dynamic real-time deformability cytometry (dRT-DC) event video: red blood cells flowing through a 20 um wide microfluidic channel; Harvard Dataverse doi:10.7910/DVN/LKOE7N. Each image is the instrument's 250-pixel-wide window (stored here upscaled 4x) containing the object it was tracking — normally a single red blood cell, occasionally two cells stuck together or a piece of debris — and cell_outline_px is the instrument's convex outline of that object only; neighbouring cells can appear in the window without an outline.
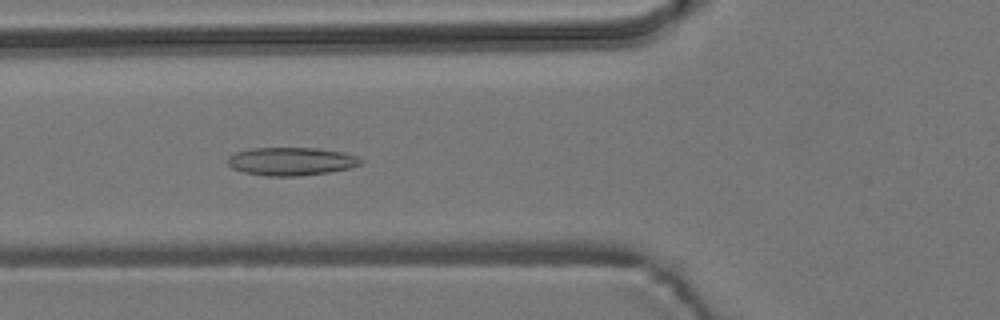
{"species": "common noctule bat (a hibernating species)", "species_latin": "Nyctalus noctula", "temperature_condition": "room temperature", "stored_images_in_passage": 42, "camera_frame_rate_fps": 3000, "um_per_image_px": 0.085, "animal": {"sex": "male", "body_mass_g": 19.2, "forearm_length_mm": 51.8}, "frame": {"image": 1, "passage_image": 7, "time_ms": 2.0, "image_size_px": [1000, 320], "cell_outline_px": [[364, 160], [360, 164], [348, 168], [328, 172], [300, 176], [264, 176], [244, 172], [232, 168], [228, 164], [228, 156], [236, 152], [252, 148], [316, 148], [344, 152], [356, 156]], "centroid_in_image_um": [24.74, 13.71], "position_along_channel_um": 101.1, "area_um2": 21.79}}
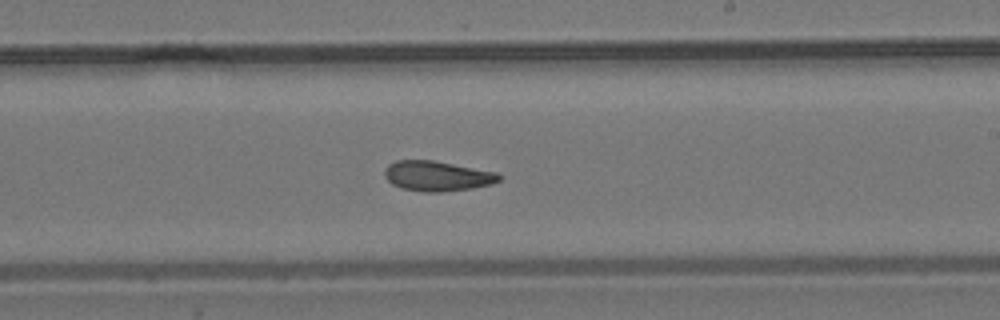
{"frame": {"image": 2, "passage_image": 19, "time_ms": 6.0, "image_size_px": [1000, 320], "cell_outline_px": [[504, 176], [500, 180], [492, 184], [472, 188], [440, 192], [420, 192], [400, 188], [392, 184], [384, 176], [384, 168], [388, 164], [396, 160], [432, 160], [496, 172]], "centroid_in_image_um": [37.14, 14.96], "position_along_channel_um": 251.9, "area_um2": 20.23}}
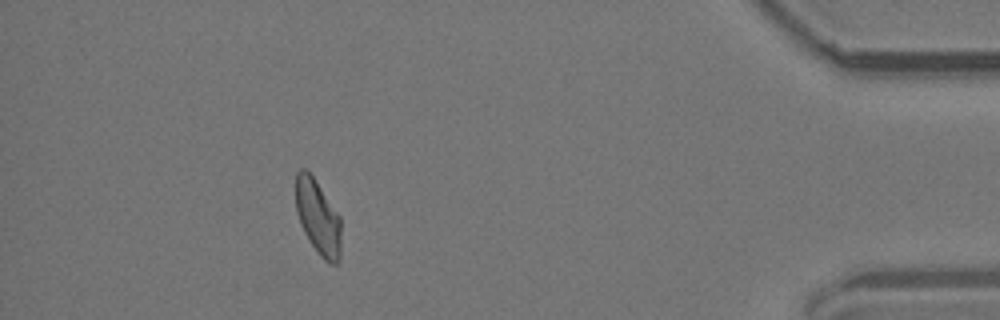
{"frame": {"image": 3, "passage_image": 36, "time_ms": 11.667, "image_size_px": [1000, 320], "cell_outline_px": [[340, 260], [336, 264], [328, 264], [320, 256], [304, 232], [300, 224], [296, 212], [296, 172], [300, 168], [304, 168], [312, 176], [340, 216]], "centroid_in_image_um": [27.02, 18.49], "position_along_channel_um": 408.2, "area_um2": 19.59}, "authors_computed_cell_mechanics": {"area_um2": 20.1722, "velocity_mm_per_s": 3.7644, "shape_relaxation_time_tau1_ms": null, "shape_relaxation_time_tau2_ms": 3.9806, "deformation_change_tau1": null, "deformation_change_tau2": 0.1006}}